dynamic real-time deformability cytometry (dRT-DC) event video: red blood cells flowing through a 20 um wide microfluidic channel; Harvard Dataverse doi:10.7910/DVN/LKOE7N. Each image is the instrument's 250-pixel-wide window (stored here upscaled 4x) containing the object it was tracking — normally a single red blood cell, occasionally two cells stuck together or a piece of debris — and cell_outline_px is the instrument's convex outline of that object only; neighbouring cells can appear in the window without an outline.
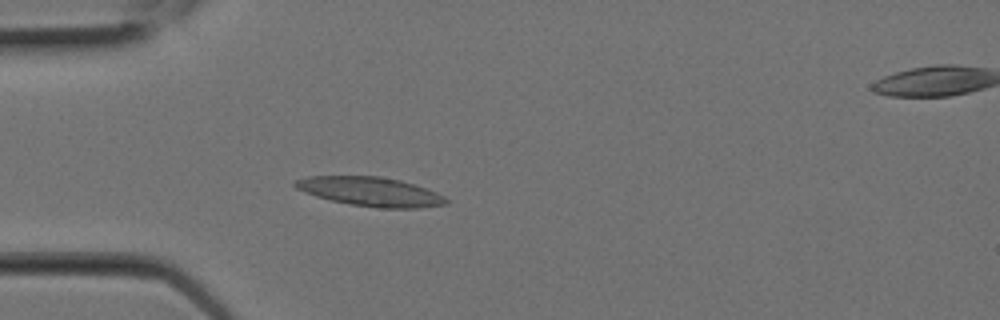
{"species": "Egyptian fruit bat (a non-hibernating species)", "species_latin": "Rousettus aegyptiacus", "temperature_condition": "room temperature", "stored_images_in_passage": 9, "camera_frame_rate_fps": 3000, "um_per_image_px": 0.085, "animal": {"sex": "female"}, "frame": {"image": 1, "passage_image": 6, "time_ms": 1.667, "image_size_px": [1000, 320], "cell_outline_px": [[448, 204], [420, 208], [376, 208], [352, 204], [332, 200], [316, 196], [304, 192], [296, 188], [292, 184], [292, 180], [308, 176], [380, 176], [400, 180], [436, 192], [444, 196], [448, 200]], "centroid_in_image_um": [31.46, 16.28], "position_along_channel_um": 53.5, "area_um2": 25.61}}
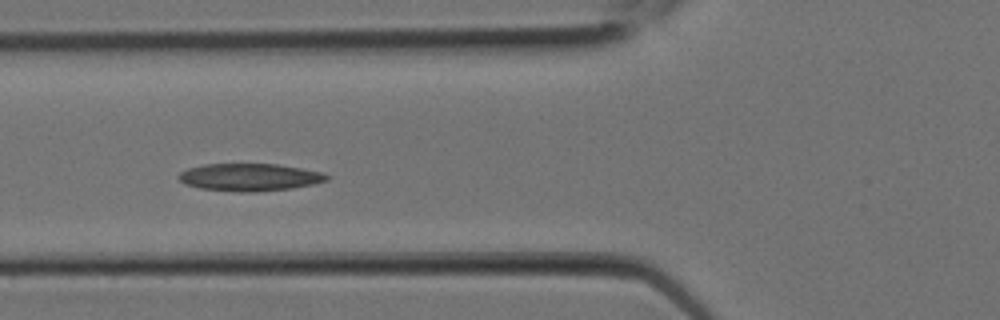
{"frame": {"image": 2, "passage_image": 8, "time_ms": 2.333, "image_size_px": [1000, 320], "cell_outline_px": [[328, 180], [312, 184], [292, 188], [256, 192], [240, 192], [200, 188], [184, 184], [176, 176], [180, 172], [188, 168], [204, 164], [276, 164], [300, 168], [320, 172], [328, 176]], "centroid_in_image_um": [21.16, 15.06], "position_along_channel_um": 104.6, "area_um2": 23.58}}
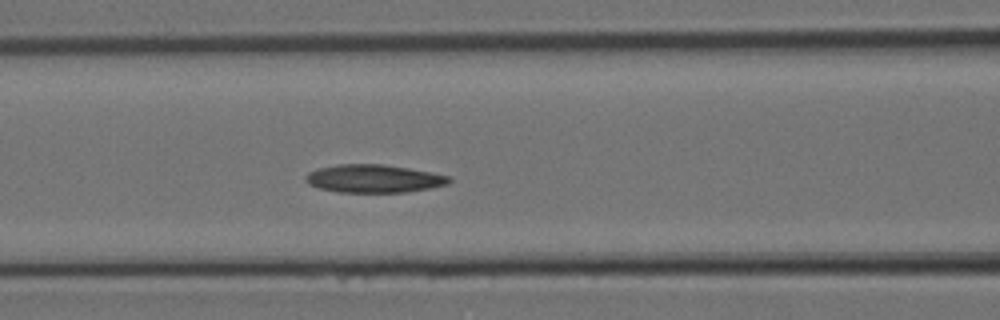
{"frame": {"image": 3, "passage_image": 9, "time_ms": 2.667, "image_size_px": [1000, 320], "cell_outline_px": [[452, 180], [448, 184], [428, 188], [404, 192], [336, 192], [320, 188], [308, 184], [304, 176], [308, 172], [316, 168], [336, 164], [384, 164], [432, 172], [452, 176]], "centroid_in_image_um": [31.76, 15.17], "position_along_channel_um": 134.8, "area_um2": 23.58}}